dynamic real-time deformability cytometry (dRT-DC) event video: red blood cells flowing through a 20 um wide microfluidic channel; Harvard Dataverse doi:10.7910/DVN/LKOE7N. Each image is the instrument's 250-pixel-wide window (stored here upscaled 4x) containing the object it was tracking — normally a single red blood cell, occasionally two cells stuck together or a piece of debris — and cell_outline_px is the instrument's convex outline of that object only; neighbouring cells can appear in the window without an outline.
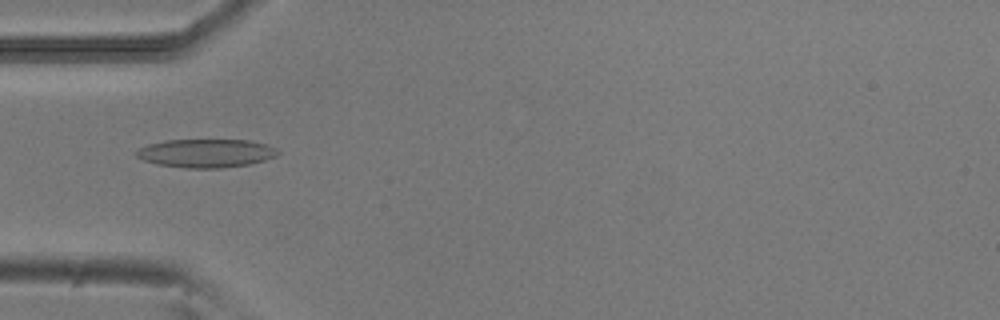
{"species": "common noctule bat (a hibernating species)", "species_latin": "Nyctalus noctula", "temperature_condition": "room temperature", "stored_images_in_passage": 52, "camera_frame_rate_fps": 3000, "um_per_image_px": 0.085, "animal": {"sex": "male", "body_mass_g": 20.5, "forearm_length_mm": 52.5}, "frame": {"image": 1, "passage_image": 16, "time_ms": 5.0, "image_size_px": [1000, 320], "cell_outline_px": [[280, 152], [276, 156], [264, 160], [248, 164], [220, 168], [184, 168], [160, 164], [144, 160], [136, 156], [136, 152], [140, 148], [148, 144], [164, 140], [252, 140], [276, 148]], "centroid_in_image_um": [17.52, 13.01], "position_along_channel_um": 67.5, "area_um2": 23.29}}
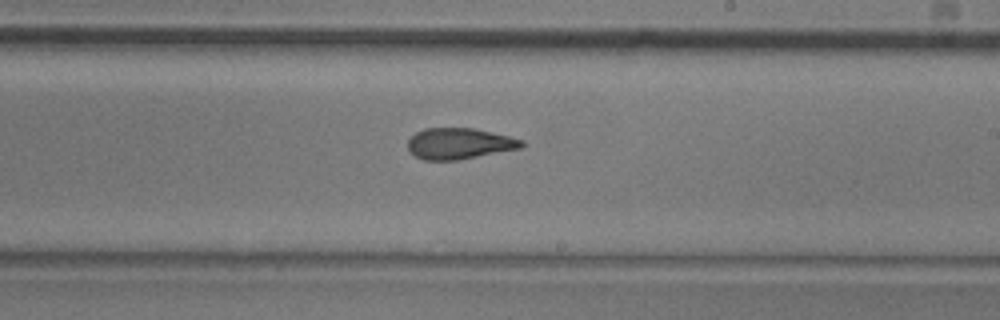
{"frame": {"image": 2, "passage_image": 30, "time_ms": 9.667, "image_size_px": [1000, 320], "cell_outline_px": [[524, 148], [456, 160], [424, 160], [416, 156], [408, 148], [408, 140], [416, 132], [424, 128], [472, 128], [492, 132], [524, 140]], "centroid_in_image_um": [39.07, 12.2], "position_along_channel_um": 249.9, "area_um2": 20.58}}
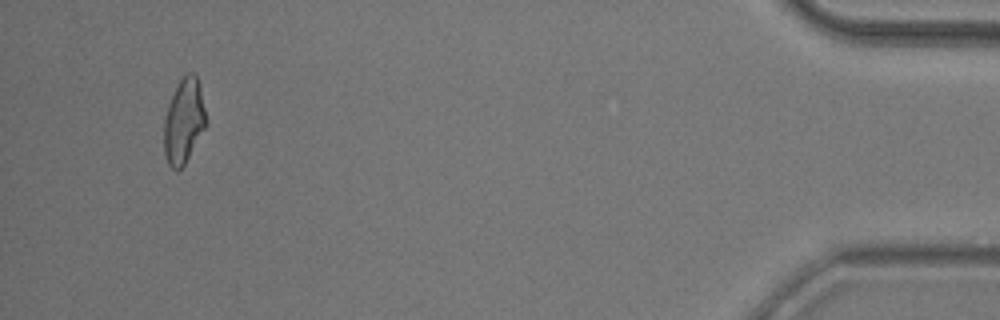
{"frame": {"image": 3, "passage_image": 49, "time_ms": 16.0, "image_size_px": [1000, 320], "cell_outline_px": [[208, 120], [204, 128], [184, 164], [176, 172], [168, 164], [164, 156], [164, 120], [168, 104], [184, 72], [192, 72], [196, 76], [200, 88]], "centroid_in_image_um": [15.62, 10.28], "position_along_channel_um": 419.6, "area_um2": 20.63}, "authors_computed_cell_mechanics": {"area_um2": 21.2415, "velocity_mm_per_s": 3.8879, "shape_relaxation_time_tau1_ms": 5.9373, "shape_relaxation_time_tau2_ms": 1.9514, "deformation_change_tau1": 0.1653, "deformation_change_tau2": 0.089}}